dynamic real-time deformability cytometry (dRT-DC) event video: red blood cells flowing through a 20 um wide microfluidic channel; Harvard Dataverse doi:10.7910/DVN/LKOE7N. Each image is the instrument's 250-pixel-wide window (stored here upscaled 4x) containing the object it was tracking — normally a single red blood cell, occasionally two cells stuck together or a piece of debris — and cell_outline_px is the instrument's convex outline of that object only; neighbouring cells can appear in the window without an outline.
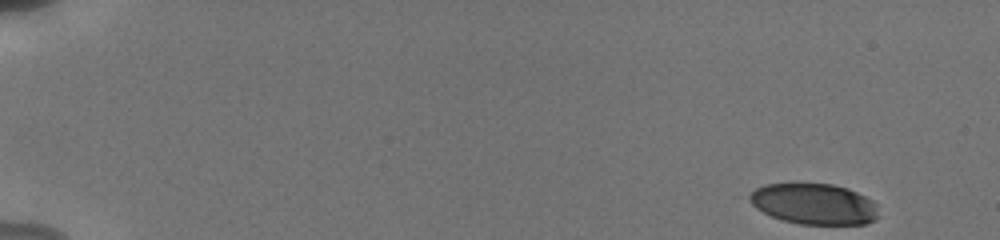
{"species": "human", "species_latin": "Homo sapiens", "temperature_condition": "cold", "stored_images_in_passage": 30, "camera_frame_rate_fps": 3000, "um_per_image_px": 0.085, "donor": {"sex": "male"}, "frame": {"image": 1, "passage_image": 1, "time_ms": 0.0, "image_size_px": [1000, 240], "cell_outline_px": [[876, 220], [864, 224], [800, 224], [784, 220], [772, 216], [756, 208], [748, 200], [748, 196], [756, 188], [764, 184], [796, 180], [832, 184], [848, 188], [872, 200], [876, 204]], "centroid_in_image_um": [69.14, 17.28], "position_along_channel_um": 15.9, "area_um2": 31.44}}
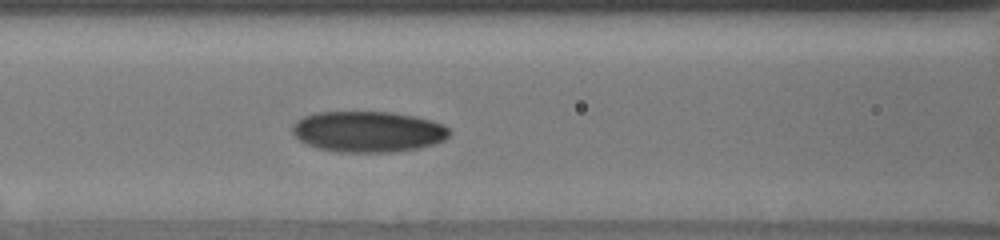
{"frame": {"image": 2, "passage_image": 18, "time_ms": 7.333, "image_size_px": [1000, 240], "cell_outline_px": [[452, 132], [444, 140], [420, 148], [392, 152], [340, 152], [316, 148], [300, 140], [292, 132], [292, 124], [296, 120], [304, 116], [316, 112], [392, 112], [416, 116], [432, 120], [444, 124]], "centroid_in_image_um": [31.3, 11.18], "position_along_channel_um": 135.3, "area_um2": 37.69}}
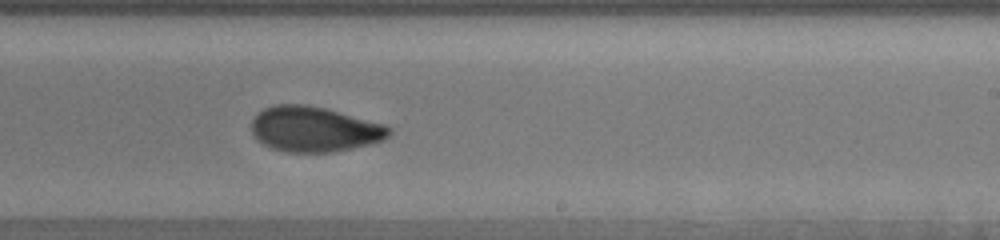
{"frame": {"image": 3, "passage_image": 28, "time_ms": 10.667, "image_size_px": [1000, 240], "cell_outline_px": [[392, 132], [384, 140], [372, 144], [332, 152], [288, 152], [272, 148], [264, 144], [252, 132], [252, 120], [256, 112], [264, 108], [276, 104], [308, 104], [324, 108], [384, 124], [392, 128]], "centroid_in_image_um": [26.73, 10.97], "position_along_channel_um": 262.3, "area_um2": 36.24}}